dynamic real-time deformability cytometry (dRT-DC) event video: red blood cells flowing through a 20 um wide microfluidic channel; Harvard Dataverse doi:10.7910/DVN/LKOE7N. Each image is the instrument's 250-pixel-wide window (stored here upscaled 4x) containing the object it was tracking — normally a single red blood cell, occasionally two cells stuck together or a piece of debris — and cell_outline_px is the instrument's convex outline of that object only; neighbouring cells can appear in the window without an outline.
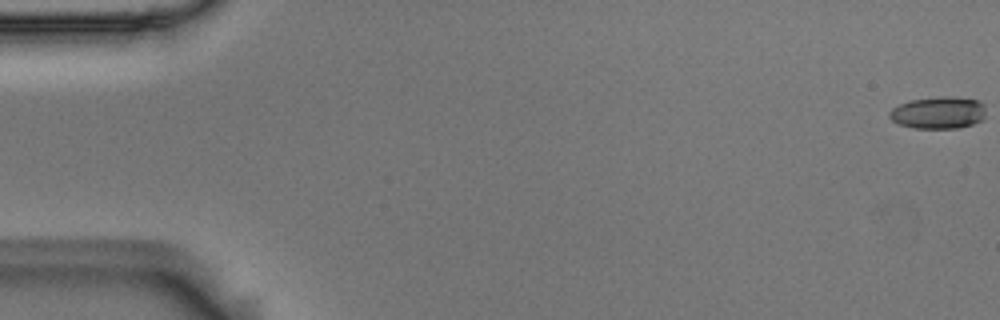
{"species": "Egyptian fruit bat (a non-hibernating species)", "species_latin": "Rousettus aegyptiacus", "temperature_condition": "room temperature", "stored_images_in_passage": 7, "camera_frame_rate_fps": 3000, "um_per_image_px": 0.085, "animal": {"sex": "male"}, "frame": {"image": 1, "passage_image": 1, "time_ms": 0.0, "image_size_px": [1000, 320], "cell_outline_px": [[984, 120], [960, 128], [912, 128], [900, 124], [892, 120], [888, 116], [888, 112], [892, 108], [900, 104], [912, 100], [940, 96], [952, 96], [980, 100], [984, 104]], "centroid_in_image_um": [79.78, 9.57], "position_along_channel_um": 5.2, "area_um2": 18.21}}
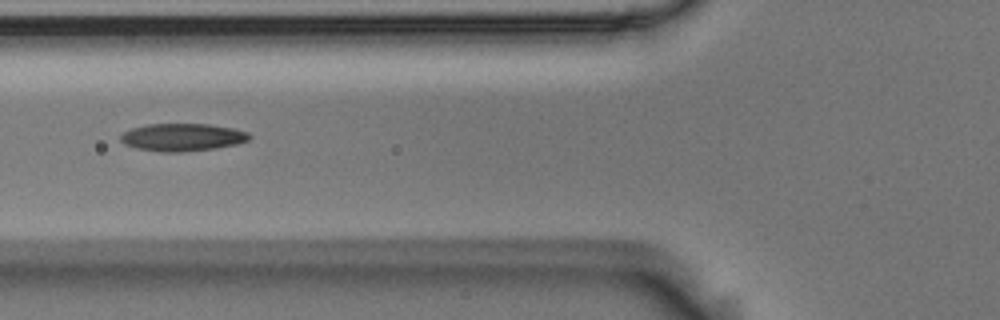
{"frame": {"image": 2, "passage_image": 7, "time_ms": 2.0, "image_size_px": [1000, 320], "cell_outline_px": [[252, 136], [248, 140], [236, 144], [216, 148], [180, 152], [164, 152], [136, 148], [124, 144], [120, 140], [120, 136], [124, 132], [132, 128], [144, 124], [208, 124], [232, 128], [248, 132]], "centroid_in_image_um": [15.49, 11.66], "position_along_channel_um": 110.3, "area_um2": 20.69}}